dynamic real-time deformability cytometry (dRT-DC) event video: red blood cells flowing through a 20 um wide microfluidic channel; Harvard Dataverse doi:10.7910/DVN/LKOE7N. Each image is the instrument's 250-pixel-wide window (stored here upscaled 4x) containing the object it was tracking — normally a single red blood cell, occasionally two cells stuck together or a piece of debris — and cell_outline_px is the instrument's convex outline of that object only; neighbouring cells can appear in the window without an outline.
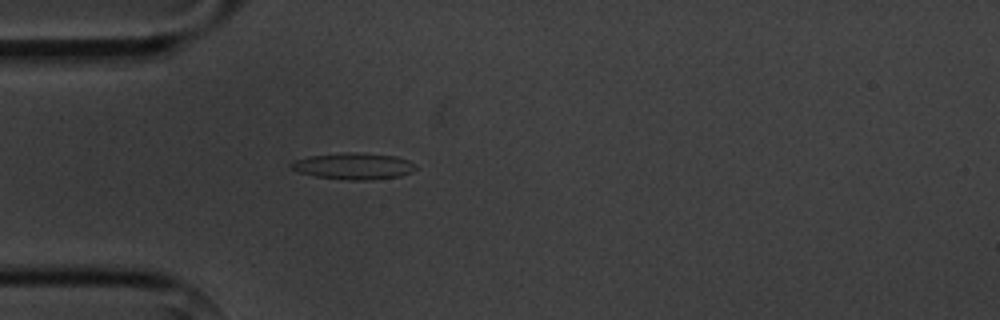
{"species": "common noctule bat (a hibernating species)", "species_latin": "Nyctalus noctula", "temperature_condition": "cold", "stored_images_in_passage": 1, "camera_frame_rate_fps": 3000, "um_per_image_px": 0.085, "animal": {"sex": "male", "body_mass_g": 20.1, "forearm_length_mm": 53.5}, "frame": {"image": 1, "passage_image": 1, "time_ms": 0.0, "image_size_px": [1000, 320], "cell_outline_px": [[416, 168], [412, 172], [400, 176], [368, 180], [348, 180], [312, 176], [300, 172], [292, 168], [288, 164], [292, 160], [308, 156], [340, 152], [356, 152], [396, 156], [408, 160], [416, 164]], "centroid_in_image_um": [30.02, 14.11], "position_along_channel_um": 55.0, "area_um2": 19.48}}